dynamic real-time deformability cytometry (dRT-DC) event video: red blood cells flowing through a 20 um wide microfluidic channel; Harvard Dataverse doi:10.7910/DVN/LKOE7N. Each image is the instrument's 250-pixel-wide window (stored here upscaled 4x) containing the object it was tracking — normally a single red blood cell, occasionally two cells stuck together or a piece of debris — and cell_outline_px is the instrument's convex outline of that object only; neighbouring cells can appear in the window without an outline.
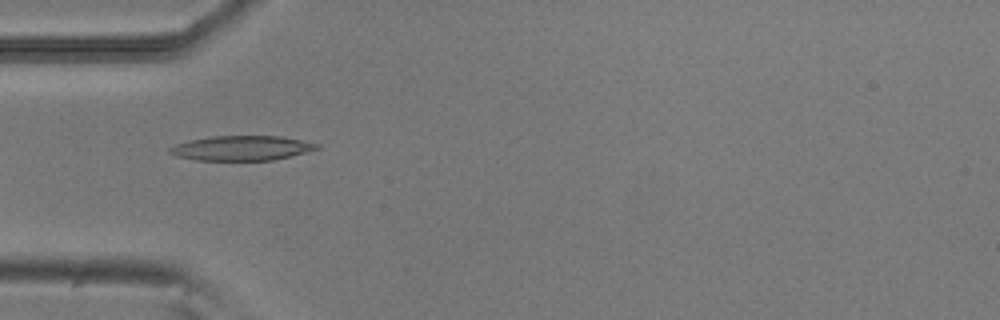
{"species": "common noctule bat (a hibernating species)", "species_latin": "Nyctalus noctula", "temperature_condition": "room temperature", "stored_images_in_passage": 8, "camera_frame_rate_fps": 3000, "um_per_image_px": 0.085, "animal": {"sex": "male", "body_mass_g": 20.5, "forearm_length_mm": 52.5}, "frame": {"image": 1, "passage_image": 6, "time_ms": 1.667, "image_size_px": [1000, 320], "cell_outline_px": [[320, 148], [272, 160], [196, 160], [176, 156], [168, 152], [168, 148], [176, 144], [188, 140], [212, 136], [280, 136], [320, 144]], "centroid_in_image_um": [20.48, 12.58], "position_along_channel_um": 64.5, "area_um2": 21.04}}
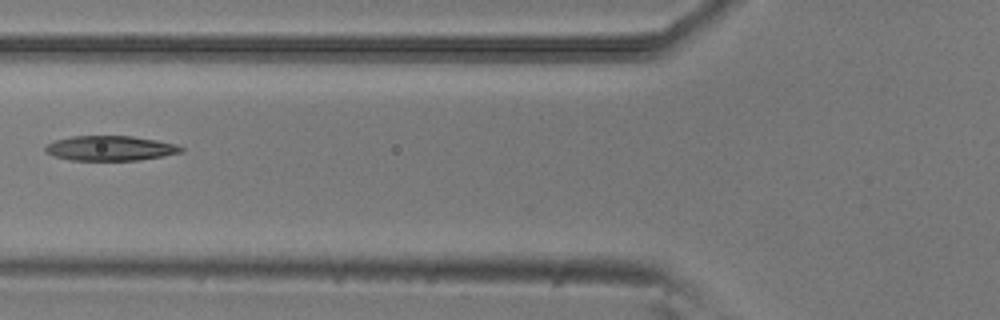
{"frame": {"image": 2, "passage_image": 7, "time_ms": 2.0, "image_size_px": [1000, 320], "cell_outline_px": [[184, 152], [140, 160], [72, 160], [56, 156], [44, 152], [44, 148], [48, 144], [56, 140], [72, 136], [132, 136], [156, 140], [176, 144], [184, 148]], "centroid_in_image_um": [9.4, 12.6], "position_along_channel_um": 116.4, "area_um2": 19.59}}
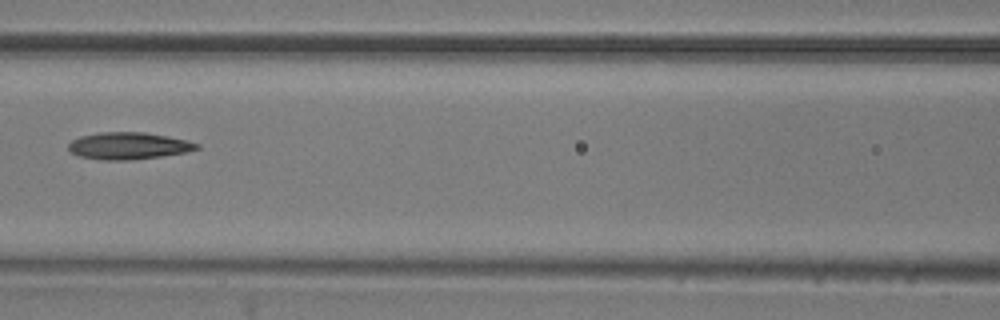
{"frame": {"image": 3, "passage_image": 8, "time_ms": 2.333, "image_size_px": [1000, 320], "cell_outline_px": [[200, 148], [184, 152], [160, 156], [128, 160], [104, 160], [80, 156], [72, 152], [68, 148], [68, 144], [72, 140], [80, 136], [100, 132], [144, 132], [168, 136], [188, 140], [200, 144]], "centroid_in_image_um": [10.93, 12.38], "position_along_channel_um": 155.7, "area_um2": 20.06}}